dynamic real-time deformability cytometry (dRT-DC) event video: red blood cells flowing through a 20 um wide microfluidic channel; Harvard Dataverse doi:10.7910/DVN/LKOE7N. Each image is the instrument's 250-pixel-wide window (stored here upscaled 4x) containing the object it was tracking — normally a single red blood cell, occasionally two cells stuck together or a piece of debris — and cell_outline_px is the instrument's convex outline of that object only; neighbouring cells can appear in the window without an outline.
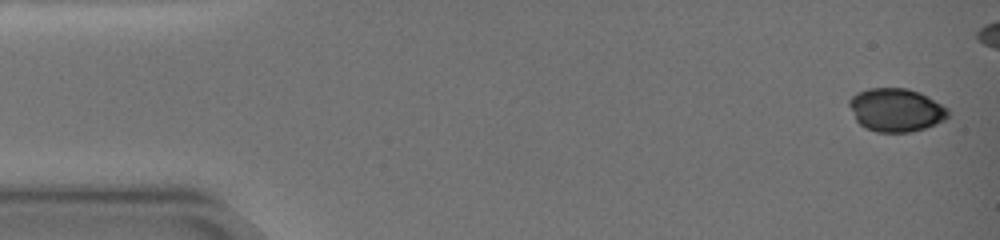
{"species": "common noctule bat (a hibernating species)", "species_latin": "Nyctalus noctula", "temperature_condition": "warm", "stored_images_in_passage": 12, "camera_frame_rate_fps": 3000, "um_per_image_px": 0.085, "animal": {"sex": "female", "body_mass_g": 19.0, "forearm_length_mm": 51.5}, "frame": {"image": 1, "passage_image": 1, "time_ms": 0.0, "image_size_px": [1000, 240], "cell_outline_px": [[948, 116], [944, 120], [936, 124], [912, 132], [876, 132], [864, 128], [856, 120], [848, 104], [848, 100], [856, 92], [868, 88], [908, 88], [920, 92], [928, 96], [948, 108]], "centroid_in_image_um": [76.14, 9.34], "position_along_channel_um": 8.9, "area_um2": 25.14}}